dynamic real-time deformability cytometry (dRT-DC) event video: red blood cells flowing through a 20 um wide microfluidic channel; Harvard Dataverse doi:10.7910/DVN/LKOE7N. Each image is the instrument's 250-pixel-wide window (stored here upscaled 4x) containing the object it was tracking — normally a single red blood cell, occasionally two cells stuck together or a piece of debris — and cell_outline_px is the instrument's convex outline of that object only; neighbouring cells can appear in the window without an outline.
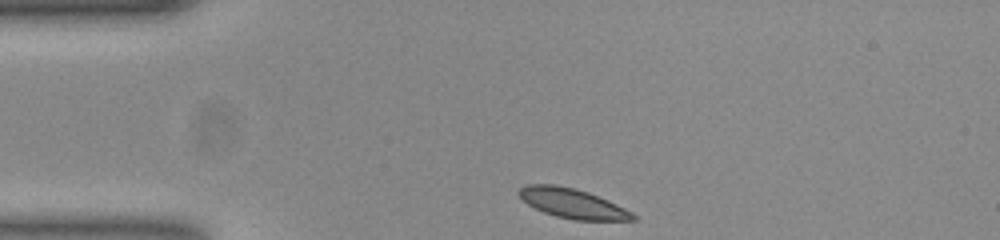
{"species": "common noctule bat (a hibernating species)", "species_latin": "Nyctalus noctula", "temperature_condition": "room temperature", "stored_images_in_passage": 33, "camera_frame_rate_fps": 3000, "um_per_image_px": 0.085, "animal": {"sex": "female", "body_mass_g": 23.0, "forearm_length_mm": 53.4}, "frame": {"image": 1, "passage_image": 1, "time_ms": 0.0, "image_size_px": [1000, 240], "cell_outline_px": [[636, 220], [576, 220], [556, 216], [544, 212], [528, 204], [516, 192], [524, 184], [556, 184], [588, 192], [616, 204], [632, 212], [636, 216]], "centroid_in_image_um": [48.64, 17.28], "position_along_channel_um": 36.4, "area_um2": 19.48}}
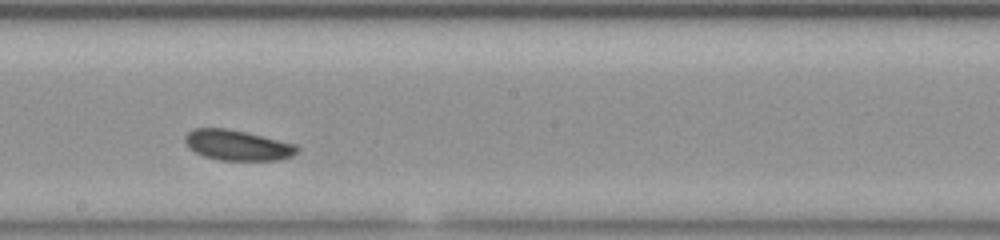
{"frame": {"image": 2, "passage_image": 19, "time_ms": 6.0, "image_size_px": [1000, 240], "cell_outline_px": [[300, 148], [292, 156], [280, 160], [220, 160], [204, 156], [188, 148], [184, 140], [184, 136], [192, 128], [228, 128], [296, 144]], "centroid_in_image_um": [20.16, 12.34], "position_along_channel_um": 228.0, "area_um2": 19.88}}
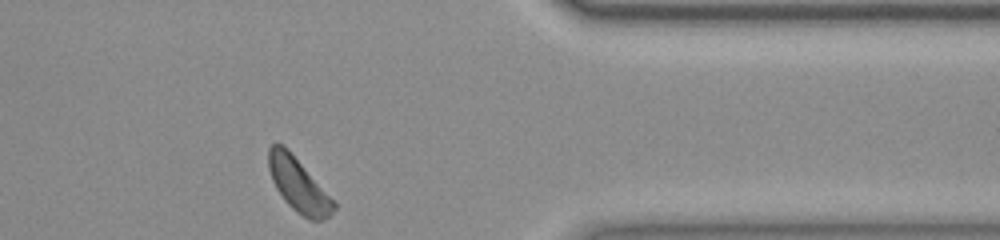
{"frame": {"image": 3, "passage_image": 33, "time_ms": 10.667, "image_size_px": [1000, 240], "cell_outline_px": [[336, 208], [324, 220], [312, 220], [296, 212], [284, 200], [276, 188], [272, 180], [268, 168], [268, 148], [272, 144], [284, 144], [288, 148], [336, 204]], "centroid_in_image_um": [25.33, 15.7], "position_along_channel_um": 386.1, "area_um2": 20.06}, "authors_computed_cell_mechanics": {"area_um2": 20.0566, "velocity_mm_per_s": 3.7836, "shape_relaxation_time_tau1_ms": 1.0317, "shape_relaxation_time_tau2_ms": null, "deformation_change_tau1": 0.0736, "deformation_change_tau2": null}}